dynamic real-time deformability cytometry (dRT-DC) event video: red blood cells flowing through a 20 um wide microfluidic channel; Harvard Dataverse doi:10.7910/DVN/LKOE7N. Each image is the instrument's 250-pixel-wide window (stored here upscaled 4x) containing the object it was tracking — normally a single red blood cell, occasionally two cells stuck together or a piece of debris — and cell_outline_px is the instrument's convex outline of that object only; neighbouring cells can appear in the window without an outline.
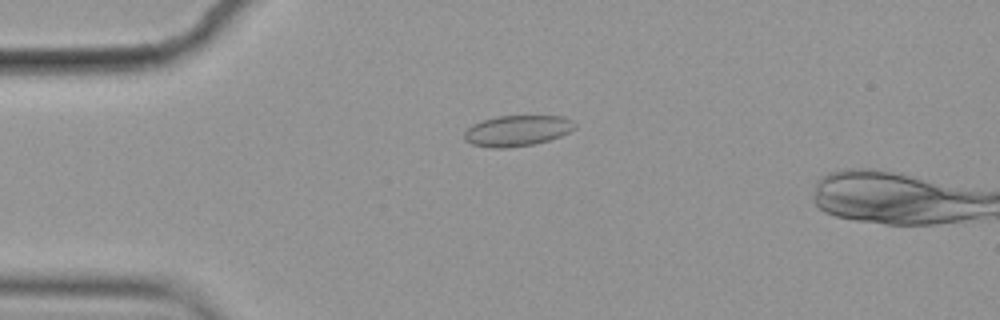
{"species": "common noctule bat (a hibernating species)", "species_latin": "Nyctalus noctula", "temperature_condition": "cold", "stored_images_in_passage": 54, "camera_frame_rate_fps": 3000, "um_per_image_px": 0.085, "animal": {"sex": "female", "body_mass_g": 19.9}, "frame": {"image": 1, "passage_image": 14, "time_ms": 4.333, "image_size_px": [1000, 320], "cell_outline_px": [[576, 128], [560, 136], [536, 144], [508, 148], [488, 148], [472, 144], [464, 140], [464, 132], [472, 124], [496, 116], [564, 116], [572, 120], [576, 124]], "centroid_in_image_um": [43.96, 11.12], "position_along_channel_um": 41.0, "area_um2": 20.0}}
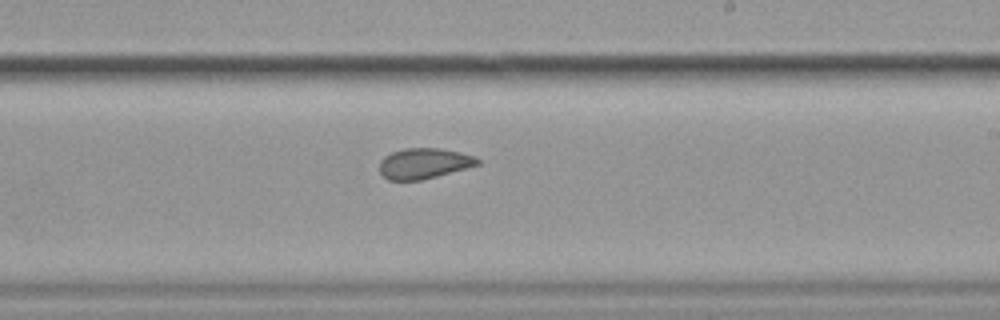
{"frame": {"image": 2, "passage_image": 34, "time_ms": 11.0, "image_size_px": [1000, 320], "cell_outline_px": [[480, 164], [436, 176], [420, 180], [388, 180], [380, 172], [380, 160], [384, 156], [392, 152], [404, 148], [440, 148], [460, 152], [476, 156], [480, 160]], "centroid_in_image_um": [36.04, 13.88], "position_along_channel_um": 253.0, "area_um2": 17.4}}
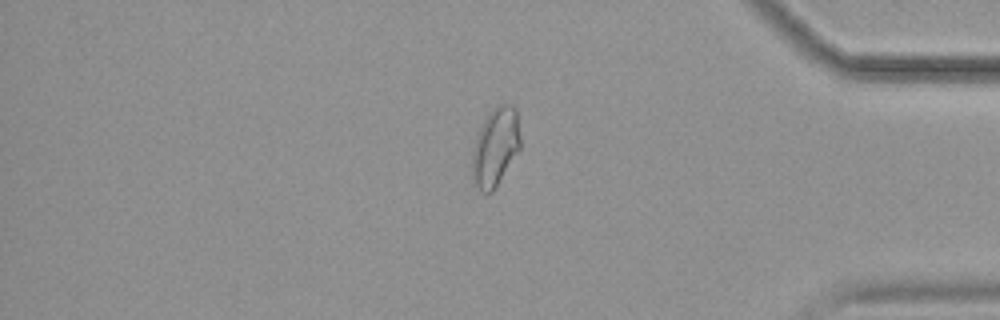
{"frame": {"image": 3, "passage_image": 48, "time_ms": 15.667, "image_size_px": [1000, 320], "cell_outline_px": [[520, 148], [496, 188], [492, 192], [484, 192], [472, 184], [472, 148], [480, 124], [488, 112], [496, 104], [512, 104], [516, 108], [520, 136]], "centroid_in_image_um": [42.08, 12.47], "position_along_channel_um": 393.1, "area_um2": 22.48}}